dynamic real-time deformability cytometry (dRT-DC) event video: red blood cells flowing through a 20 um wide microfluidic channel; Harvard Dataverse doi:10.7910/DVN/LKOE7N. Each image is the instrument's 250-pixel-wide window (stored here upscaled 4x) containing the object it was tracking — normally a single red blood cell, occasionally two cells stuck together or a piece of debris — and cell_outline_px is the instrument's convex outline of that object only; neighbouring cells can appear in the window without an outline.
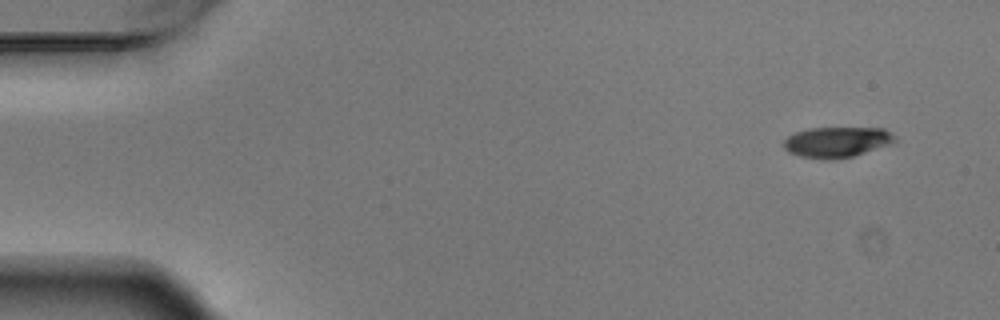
{"species": "Egyptian fruit bat (a non-hibernating species)", "species_latin": "Rousettus aegyptiacus", "temperature_condition": "warm", "stored_images_in_passage": 8, "camera_frame_rate_fps": 3000, "um_per_image_px": 0.085, "animal": {"sex": "male"}, "frame": {"image": 1, "passage_image": 1, "time_ms": 0.0, "image_size_px": [1000, 320], "cell_outline_px": [[896, 140], [888, 144], [852, 156], [832, 160], [828, 160], [800, 156], [788, 152], [784, 148], [784, 140], [788, 136], [796, 132], [812, 128], [884, 128], [896, 136]], "centroid_in_image_um": [71.11, 12.07], "position_along_channel_um": 13.9, "area_um2": 19.54}}
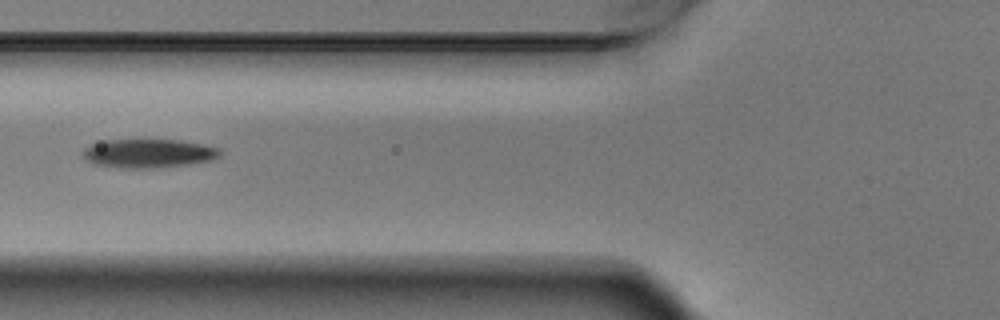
{"frame": {"image": 2, "passage_image": 6, "time_ms": 1.667, "image_size_px": [1000, 320], "cell_outline_px": [[220, 156], [212, 160], [188, 164], [156, 168], [120, 168], [96, 164], [88, 160], [84, 156], [84, 148], [92, 144], [104, 140], [180, 140], [204, 144], [220, 148]], "centroid_in_image_um": [12.66, 13.03], "position_along_channel_um": 113.1, "area_um2": 22.89}}
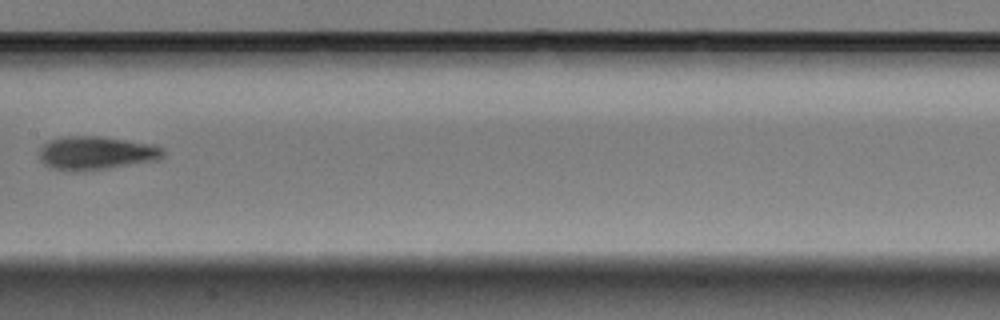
{"frame": {"image": 3, "passage_image": 8, "time_ms": 2.333, "image_size_px": [1000, 320], "cell_outline_px": [[164, 156], [156, 160], [108, 168], [76, 172], [64, 172], [52, 168], [44, 164], [40, 160], [40, 148], [48, 140], [68, 136], [100, 136], [148, 144], [164, 148]], "centroid_in_image_um": [8.11, 13.02], "position_along_channel_um": 199.3, "area_um2": 24.1}}